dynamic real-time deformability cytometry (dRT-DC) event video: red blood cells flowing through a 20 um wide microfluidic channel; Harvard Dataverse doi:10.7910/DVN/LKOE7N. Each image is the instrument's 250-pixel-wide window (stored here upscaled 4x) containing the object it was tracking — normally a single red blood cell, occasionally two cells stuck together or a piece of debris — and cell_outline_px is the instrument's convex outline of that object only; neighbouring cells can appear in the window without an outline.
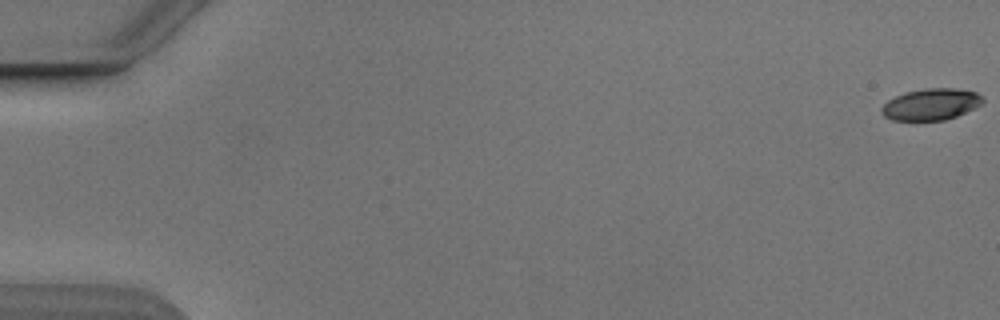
{"species": "Egyptian fruit bat (a non-hibernating species)", "species_latin": "Rousettus aegyptiacus", "temperature_condition": "cold", "stored_images_in_passage": 49, "camera_frame_rate_fps": 3000, "um_per_image_px": 0.085, "animal": {"sex": "male"}, "frame": {"image": 1, "passage_image": 1, "time_ms": 0.0, "image_size_px": [1000, 320], "cell_outline_px": [[984, 100], [980, 104], [956, 116], [944, 120], [892, 120], [884, 116], [880, 112], [880, 108], [888, 100], [904, 92], [924, 88], [956, 88], [976, 92]], "centroid_in_image_um": [79.08, 8.86], "position_along_channel_um": 5.9, "area_um2": 18.44}}
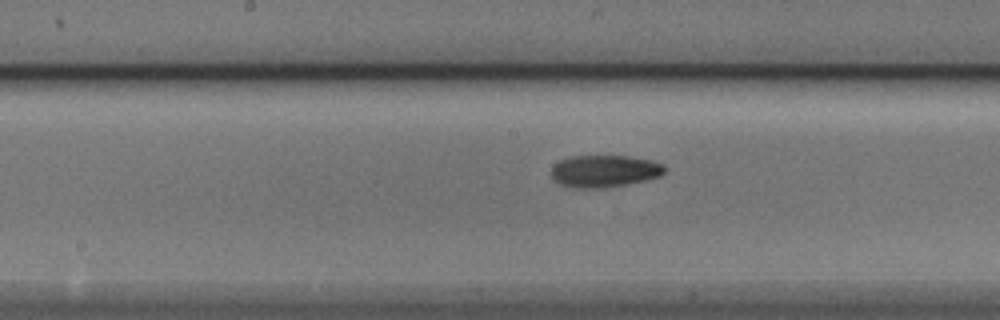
{"frame": {"image": 2, "passage_image": 29, "time_ms": 9.333, "image_size_px": [1000, 320], "cell_outline_px": [[664, 172], [660, 176], [644, 180], [604, 188], [576, 188], [560, 184], [552, 176], [552, 168], [560, 160], [572, 156], [628, 156], [652, 160], [660, 164], [664, 168]], "centroid_in_image_um": [51.36, 14.54], "position_along_channel_um": 196.8, "area_um2": 20.87}}
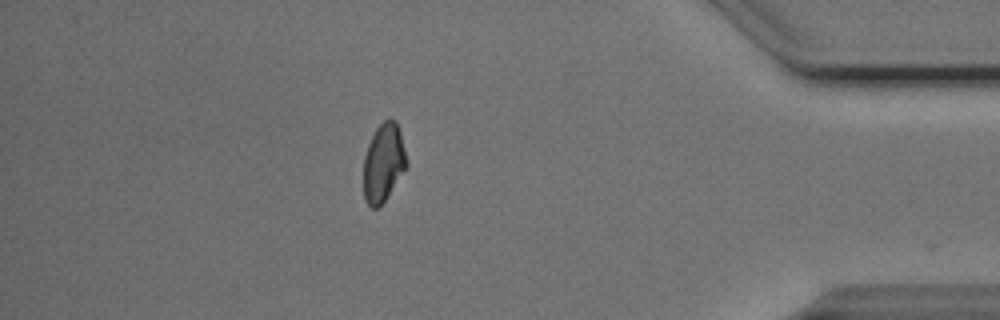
{"frame": {"image": 3, "passage_image": 48, "time_ms": 15.667, "image_size_px": [1000, 320], "cell_outline_px": [[408, 164], [384, 200], [376, 208], [372, 208], [368, 204], [364, 196], [364, 156], [368, 144], [376, 128], [388, 116], [396, 120], [400, 132]], "centroid_in_image_um": [32.59, 13.77], "position_along_channel_um": 402.6, "area_um2": 19.31}, "authors_computed_cell_mechanics": {"area_um2": 20.23, "velocity_mm_per_s": 3.8741, "shape_relaxation_time_tau1_ms": 4.737, "shape_relaxation_time_tau2_ms": 7.9963, "deformation_change_tau1": 0.137, "deformation_change_tau2": 0.1299}}